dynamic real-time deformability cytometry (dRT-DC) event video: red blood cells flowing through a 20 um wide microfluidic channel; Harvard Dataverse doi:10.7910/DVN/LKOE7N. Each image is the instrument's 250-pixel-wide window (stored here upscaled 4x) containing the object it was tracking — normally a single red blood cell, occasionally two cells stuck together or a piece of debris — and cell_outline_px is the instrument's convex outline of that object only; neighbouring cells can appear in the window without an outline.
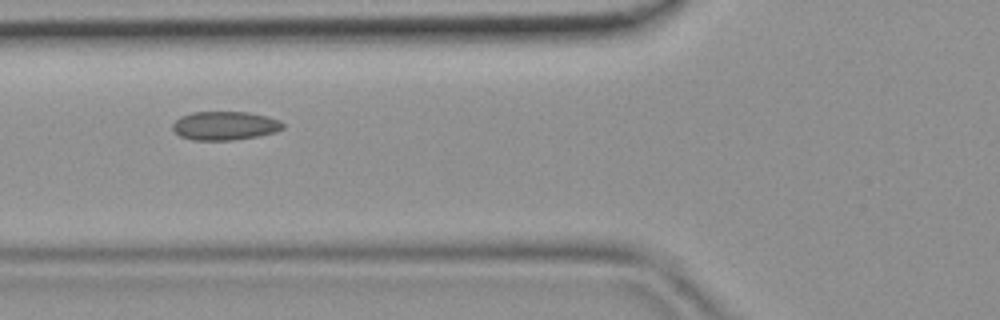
{"species": "common noctule bat (a hibernating species)", "species_latin": "Nyctalus noctula", "temperature_condition": "room temperature", "stored_images_in_passage": 32, "camera_frame_rate_fps": 3000, "um_per_image_px": 0.085, "animal": {"sex": "female", "body_mass_g": 19.9}, "frame": {"image": 1, "passage_image": 4, "time_ms": 1.0, "image_size_px": [1000, 320], "cell_outline_px": [[284, 128], [276, 132], [256, 136], [232, 140], [192, 140], [180, 136], [172, 128], [172, 124], [180, 116], [192, 112], [248, 112], [268, 116], [280, 120], [284, 124]], "centroid_in_image_um": [19.12, 10.68], "position_along_channel_um": 106.7, "area_um2": 18.5}}
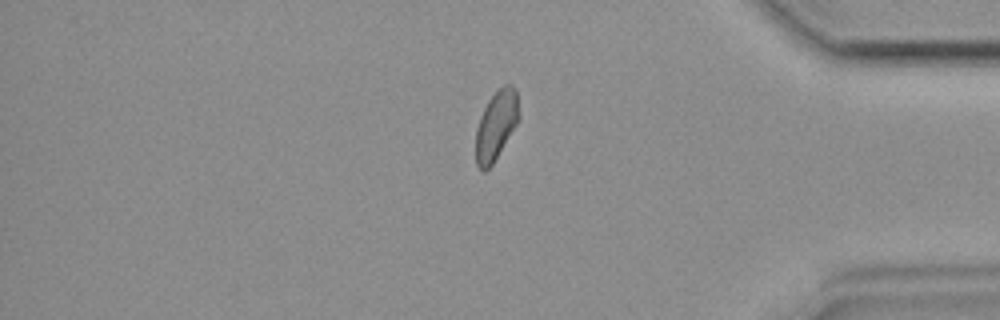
{"frame": {"image": 2, "passage_image": 25, "time_ms": 8.0, "image_size_px": [1000, 320], "cell_outline_px": [[520, 116], [516, 124], [492, 164], [484, 172], [476, 164], [476, 128], [480, 116], [488, 100], [504, 84], [512, 84], [516, 88]], "centroid_in_image_um": [42.17, 10.61], "position_along_channel_um": 393.0, "area_um2": 17.17}}
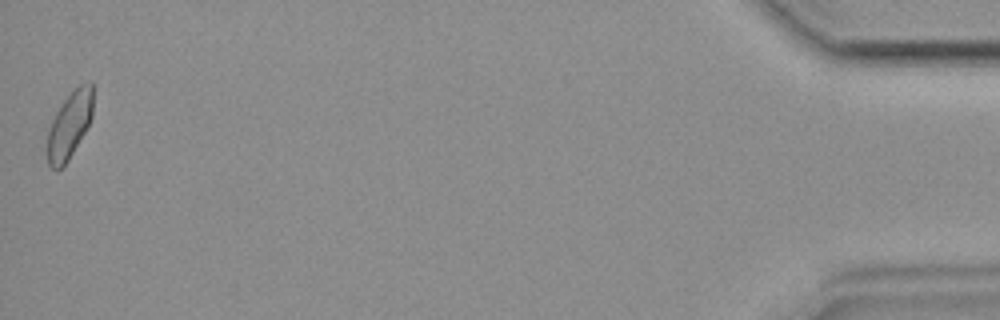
{"frame": {"image": 3, "passage_image": 32, "time_ms": 10.333, "image_size_px": [1000, 320], "cell_outline_px": [[92, 116], [84, 132], [68, 160], [56, 172], [48, 164], [44, 148], [48, 128], [56, 112], [64, 100], [80, 84], [88, 80], [92, 84]], "centroid_in_image_um": [5.84, 10.68], "position_along_channel_um": 429.4, "area_um2": 17.86}}